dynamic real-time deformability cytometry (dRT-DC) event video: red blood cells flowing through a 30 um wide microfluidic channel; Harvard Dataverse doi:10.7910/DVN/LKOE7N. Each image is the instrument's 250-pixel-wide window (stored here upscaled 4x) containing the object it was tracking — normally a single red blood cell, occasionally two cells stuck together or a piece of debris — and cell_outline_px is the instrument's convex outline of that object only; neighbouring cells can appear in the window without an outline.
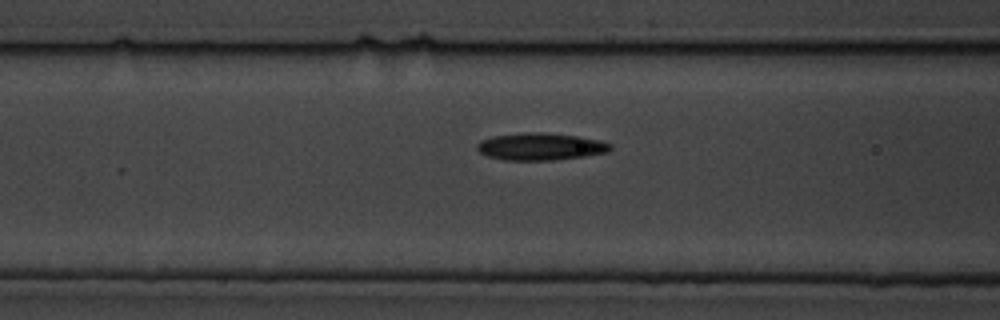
{"species": "common noctule bat (a hibernating species)", "species_latin": "Nyctalus noctula", "temperature_condition": "cold", "stored_images_in_passage": 21, "camera_frame_rate_fps": 3000, "um_per_image_px": 0.085, "animal": {"sex": "male", "body_mass_g": 19.5, "forearm_length_mm": 54.6}, "frame": {"image": 1, "passage_image": 19, "time_ms": 6.0, "image_size_px": [1000, 320], "cell_outline_px": [[612, 148], [608, 152], [584, 156], [552, 160], [504, 160], [488, 156], [480, 152], [476, 148], [476, 144], [480, 140], [492, 136], [524, 132], [544, 132], [580, 136], [600, 140], [612, 144]], "centroid_in_image_um": [45.94, 12.45], "position_along_channel_um": 120.7, "area_um2": 21.33}}